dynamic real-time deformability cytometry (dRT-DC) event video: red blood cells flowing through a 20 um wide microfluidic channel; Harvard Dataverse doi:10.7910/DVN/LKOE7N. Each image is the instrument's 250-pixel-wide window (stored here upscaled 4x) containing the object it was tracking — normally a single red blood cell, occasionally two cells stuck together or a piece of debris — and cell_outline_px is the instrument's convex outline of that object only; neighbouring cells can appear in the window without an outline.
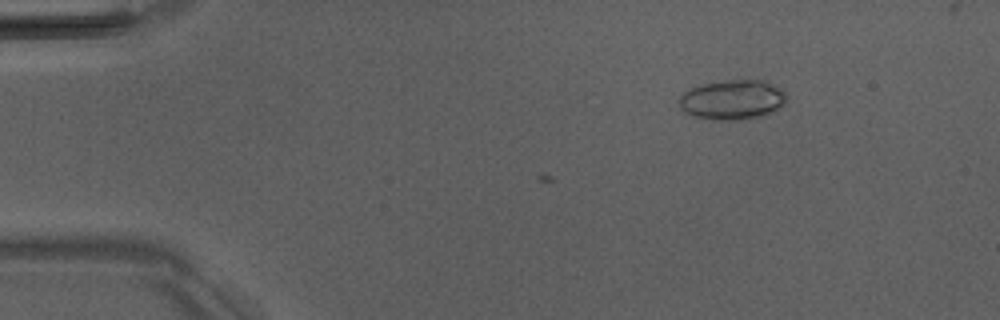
{"species": "Egyptian fruit bat (a non-hibernating species)", "species_latin": "Rousettus aegyptiacus", "temperature_condition": "room temperature", "stored_images_in_passage": 3, "camera_frame_rate_fps": 3000, "um_per_image_px": 0.085, "animal": {"sex": "male"}, "frame": {"image": 1, "passage_image": 1, "time_ms": 0.0, "image_size_px": [1000, 320], "cell_outline_px": [[788, 96], [784, 104], [764, 116], [740, 120], [712, 120], [692, 116], [684, 112], [680, 108], [680, 96], [688, 88], [704, 84], [728, 80], [764, 80], [772, 84], [784, 92]], "centroid_in_image_um": [62.24, 8.49], "position_along_channel_um": 22.8, "area_um2": 24.97}}